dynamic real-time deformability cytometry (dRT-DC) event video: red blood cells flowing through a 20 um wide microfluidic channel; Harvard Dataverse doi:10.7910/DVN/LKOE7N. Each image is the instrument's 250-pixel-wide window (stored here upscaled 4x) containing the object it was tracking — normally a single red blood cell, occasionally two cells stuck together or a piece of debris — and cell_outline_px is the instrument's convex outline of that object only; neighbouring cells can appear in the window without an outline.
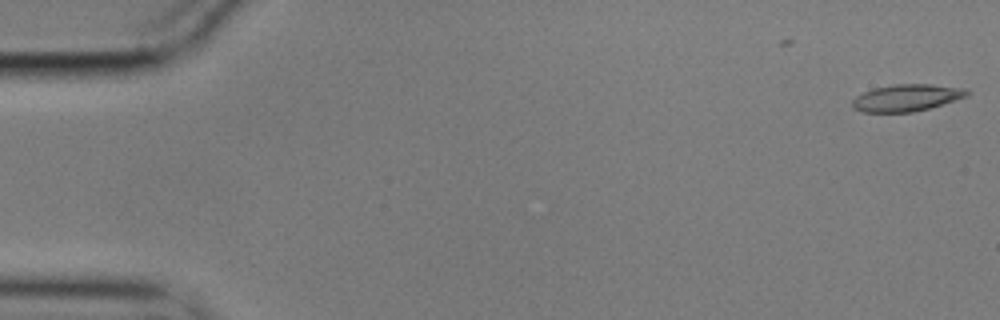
{"species": "common noctule bat (a hibernating species)", "species_latin": "Nyctalus noctula", "temperature_condition": "cold", "stored_images_in_passage": 2, "camera_frame_rate_fps": 3000, "um_per_image_px": 0.085, "animal": {"sex": "male", "body_mass_g": 17.9}, "frame": {"image": 1, "passage_image": 2, "time_ms": 0.333, "image_size_px": [1000, 320], "cell_outline_px": [[972, 92], [968, 96], [928, 108], [912, 112], [860, 112], [852, 108], [852, 100], [856, 96], [864, 92], [876, 88], [896, 84], [932, 84], [968, 88]], "centroid_in_image_um": [77.09, 8.3], "position_along_channel_um": 7.9, "area_um2": 18.03}}